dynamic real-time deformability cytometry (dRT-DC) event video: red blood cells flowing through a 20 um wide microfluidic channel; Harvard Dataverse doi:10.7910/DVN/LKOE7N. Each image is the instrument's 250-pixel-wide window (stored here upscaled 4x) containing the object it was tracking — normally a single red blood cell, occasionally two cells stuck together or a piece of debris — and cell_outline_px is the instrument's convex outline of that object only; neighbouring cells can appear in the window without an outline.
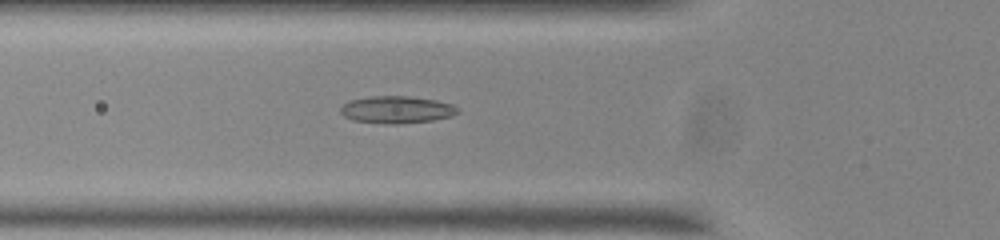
{"species": "common noctule bat (a hibernating species)", "species_latin": "Nyctalus noctula", "temperature_condition": "room temperature", "stored_images_in_passage": 41, "camera_frame_rate_fps": 3000, "um_per_image_px": 0.085, "animal": {"sex": "male", "body_mass_g": 20.0, "forearm_length_mm": 53.3}, "frame": {"image": 1, "passage_image": 5, "time_ms": 1.333, "image_size_px": [1000, 240], "cell_outline_px": [[460, 112], [452, 116], [432, 120], [400, 124], [388, 124], [352, 120], [344, 116], [340, 112], [340, 108], [344, 104], [352, 100], [372, 96], [408, 96], [436, 100], [452, 104]], "centroid_in_image_um": [33.72, 9.33], "position_along_channel_um": 92.1, "area_um2": 18.5}}
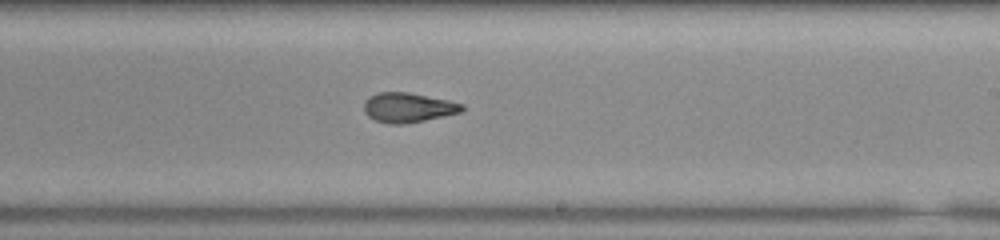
{"frame": {"image": 2, "passage_image": 18, "time_ms": 5.667, "image_size_px": [1000, 240], "cell_outline_px": [[464, 108], [460, 112], [408, 124], [388, 124], [376, 120], [368, 116], [364, 112], [364, 100], [368, 96], [376, 92], [408, 92], [448, 100], [464, 104]], "centroid_in_image_um": [34.65, 9.14], "position_along_channel_um": 254.4, "area_um2": 17.05}}
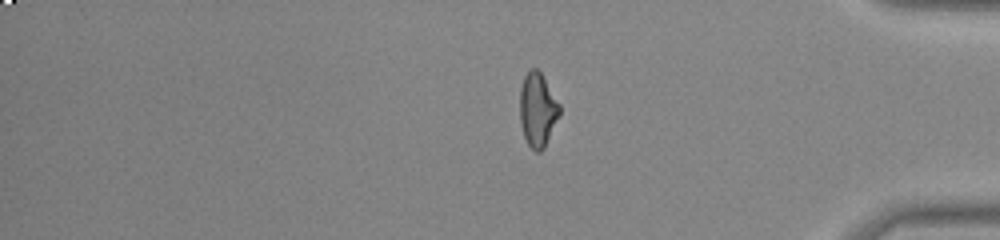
{"frame": {"image": 3, "passage_image": 31, "time_ms": 10.0, "image_size_px": [1000, 240], "cell_outline_px": [[560, 112], [544, 148], [540, 152], [536, 152], [528, 144], [524, 136], [520, 120], [520, 88], [524, 76], [532, 68], [536, 68], [540, 72], [560, 104]], "centroid_in_image_um": [45.69, 9.32], "position_along_channel_um": 389.5, "area_um2": 16.82}, "authors_computed_cell_mechanics": {"area_um2": 17.1088, "velocity_mm_per_s": 3.7397, "shape_relaxation_time_tau1_ms": null, "shape_relaxation_time_tau2_ms": 1.8894, "deformation_change_tau1": null, "deformation_change_tau2": 0.0866}}